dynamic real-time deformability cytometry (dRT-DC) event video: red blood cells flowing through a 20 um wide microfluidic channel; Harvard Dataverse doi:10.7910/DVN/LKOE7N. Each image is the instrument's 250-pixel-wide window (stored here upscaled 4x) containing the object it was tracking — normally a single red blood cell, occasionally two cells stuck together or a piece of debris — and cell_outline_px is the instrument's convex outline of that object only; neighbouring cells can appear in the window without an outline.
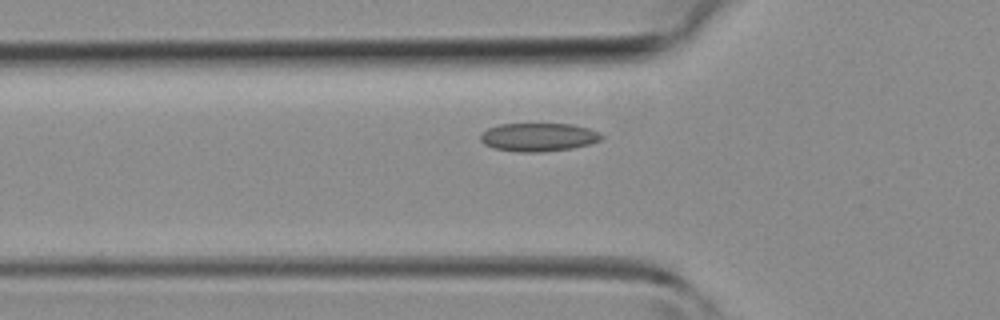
{"species": "common noctule bat (a hibernating species)", "species_latin": "Nyctalus noctula", "temperature_condition": "room temperature", "stored_images_in_passage": 31, "camera_frame_rate_fps": 3000, "um_per_image_px": 0.085, "animal": {"sex": "female", "body_mass_g": 19.3, "forearm_length_mm": 54.1}, "frame": {"image": 1, "passage_image": 7, "time_ms": 2.0, "image_size_px": [1000, 320], "cell_outline_px": [[604, 136], [600, 140], [588, 144], [572, 148], [540, 152], [520, 152], [496, 148], [484, 144], [480, 140], [480, 136], [488, 128], [500, 124], [572, 124], [588, 128], [600, 132]], "centroid_in_image_um": [45.79, 11.65], "position_along_channel_um": 80.0, "area_um2": 19.83}}
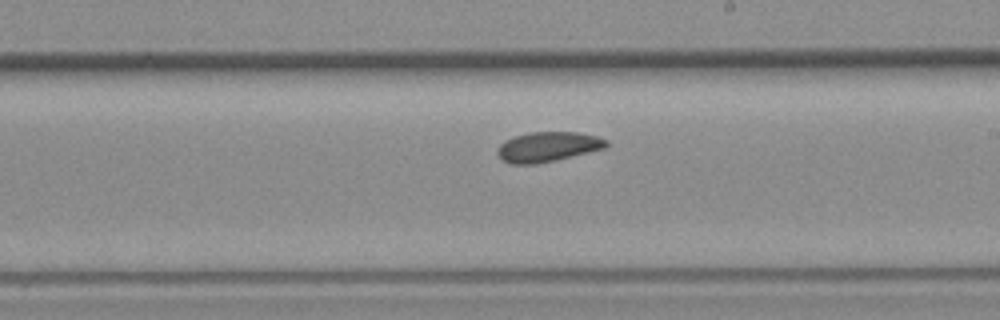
{"frame": {"image": 2, "passage_image": 17, "time_ms": 5.333, "image_size_px": [1000, 320], "cell_outline_px": [[608, 144], [604, 148], [556, 160], [536, 164], [512, 164], [504, 160], [496, 152], [500, 144], [504, 140], [516, 136], [532, 132], [576, 132], [596, 136], [608, 140]], "centroid_in_image_um": [46.56, 12.47], "position_along_channel_um": 242.4, "area_um2": 18.73}}
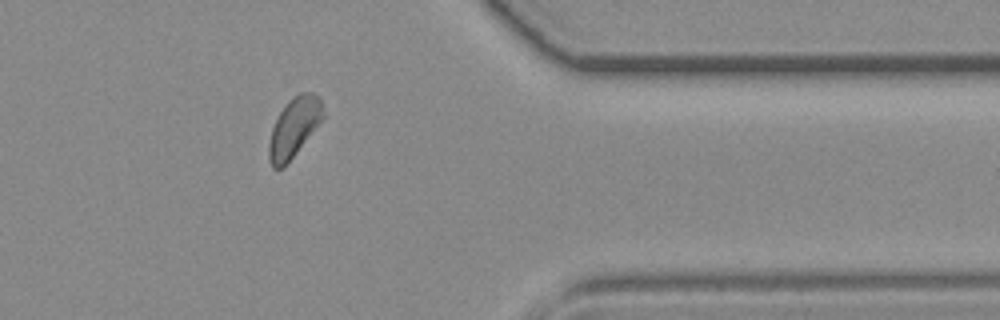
{"frame": {"image": 3, "passage_image": 27, "time_ms": 8.667, "image_size_px": [1000, 320], "cell_outline_px": [[324, 116], [284, 168], [272, 168], [268, 156], [268, 144], [272, 128], [280, 112], [288, 100], [300, 92], [312, 92], [320, 96], [324, 112]], "centroid_in_image_um": [24.98, 10.82], "position_along_channel_um": 386.4, "area_um2": 18.55}}